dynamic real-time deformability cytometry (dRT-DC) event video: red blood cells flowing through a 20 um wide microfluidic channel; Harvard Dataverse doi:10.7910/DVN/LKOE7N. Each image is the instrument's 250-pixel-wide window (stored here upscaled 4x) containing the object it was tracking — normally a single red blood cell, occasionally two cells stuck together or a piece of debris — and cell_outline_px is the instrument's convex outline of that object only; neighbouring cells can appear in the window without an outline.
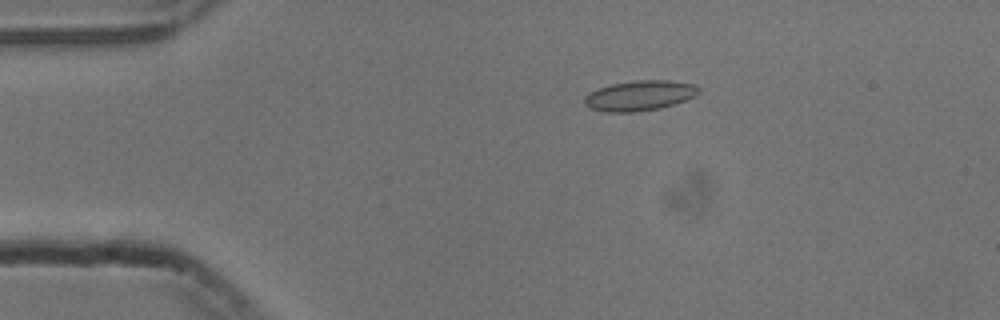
{"species": "common noctule bat (a hibernating species)", "species_latin": "Nyctalus noctula", "temperature_condition": "cold", "stored_images_in_passage": 54, "camera_frame_rate_fps": 3000, "um_per_image_px": 0.085, "animal": {"sex": "male", "body_mass_g": 13.3}, "frame": {"image": 1, "passage_image": 10, "time_ms": 3.0, "image_size_px": [1000, 320], "cell_outline_px": [[700, 92], [696, 96], [660, 108], [636, 112], [604, 112], [588, 108], [584, 104], [584, 96], [600, 88], [612, 84], [636, 80], [668, 80], [692, 84], [700, 88]], "centroid_in_image_um": [54.35, 8.13], "position_along_channel_um": 30.6, "area_um2": 20.0}}
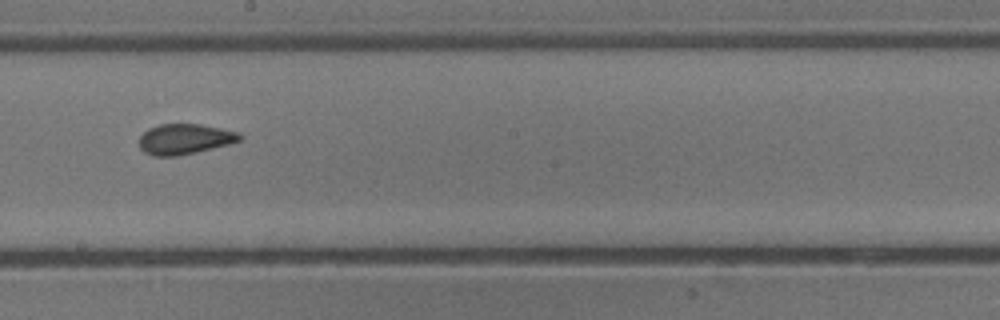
{"frame": {"image": 2, "passage_image": 30, "time_ms": 9.667, "image_size_px": [1000, 320], "cell_outline_px": [[244, 136], [240, 140], [228, 144], [196, 152], [176, 156], [152, 156], [144, 152], [140, 148], [140, 136], [148, 128], [160, 124], [200, 124], [240, 132]], "centroid_in_image_um": [15.7, 11.82], "position_along_channel_um": 232.5, "area_um2": 17.8}}
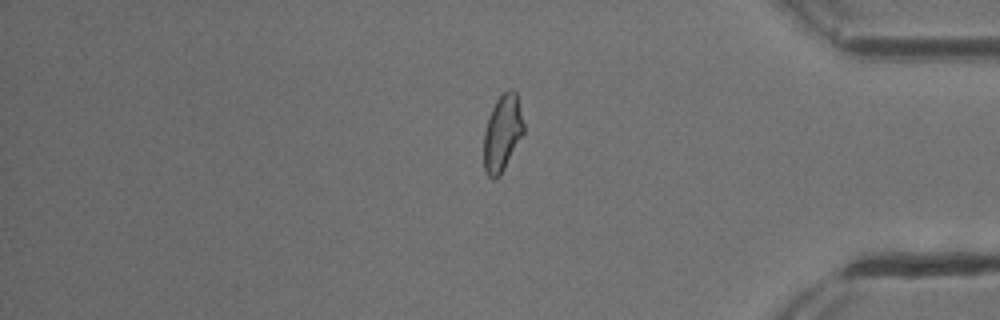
{"frame": {"image": 3, "passage_image": 45, "time_ms": 14.667, "image_size_px": [1000, 320], "cell_outline_px": [[524, 132], [500, 176], [496, 180], [492, 180], [488, 176], [484, 168], [484, 132], [492, 108], [496, 100], [508, 88], [512, 88], [516, 92], [524, 124]], "centroid_in_image_um": [42.7, 11.32], "position_along_channel_um": 392.5, "area_um2": 17.69}, "authors_computed_cell_mechanics": {"area_um2": 18.4671, "velocity_mm_per_s": 3.7528, "shape_relaxation_time_tau1_ms": 10.5348, "shape_relaxation_time_tau2_ms": 1.4649, "deformation_change_tau1": 0.1611, "deformation_change_tau2": 0.0566}}